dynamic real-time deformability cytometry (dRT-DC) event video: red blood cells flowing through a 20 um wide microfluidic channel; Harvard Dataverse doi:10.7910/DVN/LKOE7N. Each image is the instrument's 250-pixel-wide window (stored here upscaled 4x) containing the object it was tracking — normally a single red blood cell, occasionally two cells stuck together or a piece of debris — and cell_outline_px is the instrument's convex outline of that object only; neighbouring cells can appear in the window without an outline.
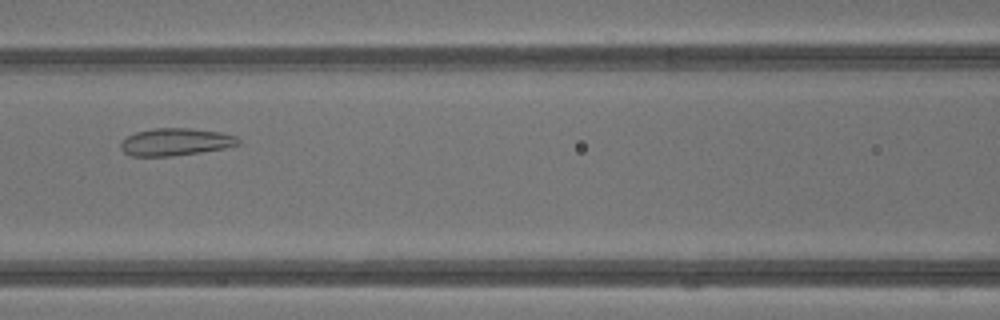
{"species": "common noctule bat (a hibernating species)", "species_latin": "Nyctalus noctula", "temperature_condition": "warm", "stored_images_in_passage": 38, "camera_frame_rate_fps": 3000, "um_per_image_px": 0.085, "animal": {"sex": "male", "body_mass_g": 13.3}, "frame": {"image": 1, "passage_image": 15, "time_ms": 4.667, "image_size_px": [1000, 320], "cell_outline_px": [[244, 144], [224, 148], [200, 152], [172, 156], [132, 156], [124, 152], [120, 148], [120, 144], [128, 136], [136, 132], [152, 128], [192, 128], [220, 132], [236, 136]], "centroid_in_image_um": [14.96, 12.06], "position_along_channel_um": 151.6, "area_um2": 18.84}}
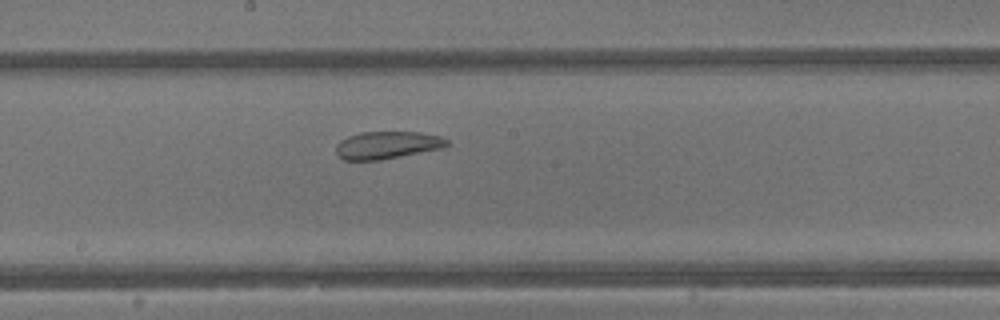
{"frame": {"image": 2, "passage_image": 19, "time_ms": 6.0, "image_size_px": [1000, 320], "cell_outline_px": [[448, 144], [444, 148], [380, 160], [344, 160], [336, 152], [336, 144], [340, 140], [348, 136], [360, 132], [420, 132], [440, 136], [448, 140]], "centroid_in_image_um": [32.91, 12.33], "position_along_channel_um": 215.3, "area_um2": 17.8}}
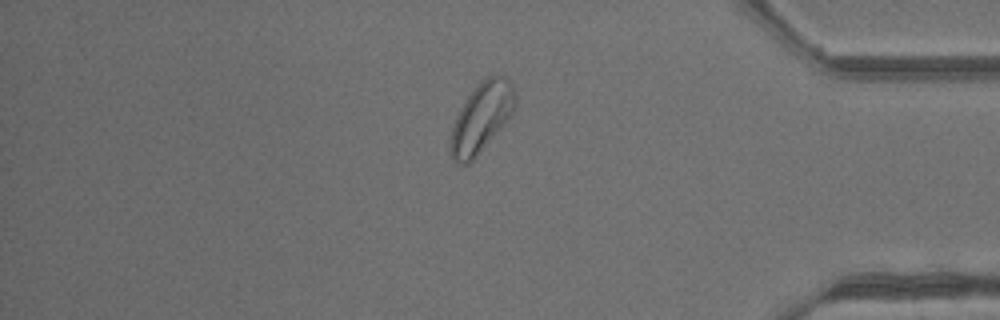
{"frame": {"image": 3, "passage_image": 32, "time_ms": 10.333, "image_size_px": [1000, 320], "cell_outline_px": [[516, 104], [508, 120], [472, 160], [468, 164], [460, 164], [452, 160], [448, 144], [452, 128], [456, 116], [460, 108], [468, 96], [480, 80], [492, 72], [496, 72], [508, 80], [512, 84], [516, 96]], "centroid_in_image_um": [40.91, 9.95], "position_along_channel_um": 394.3, "area_um2": 26.36}, "authors_computed_cell_mechanics": {"area_um2": 23.6691, "velocity_mm_per_s": 4.7908, "shape_relaxation_time_tau1_ms": null, "shape_relaxation_time_tau2_ms": 0.7607, "deformation_change_tau1": null, "deformation_change_tau2": 0.0672}}